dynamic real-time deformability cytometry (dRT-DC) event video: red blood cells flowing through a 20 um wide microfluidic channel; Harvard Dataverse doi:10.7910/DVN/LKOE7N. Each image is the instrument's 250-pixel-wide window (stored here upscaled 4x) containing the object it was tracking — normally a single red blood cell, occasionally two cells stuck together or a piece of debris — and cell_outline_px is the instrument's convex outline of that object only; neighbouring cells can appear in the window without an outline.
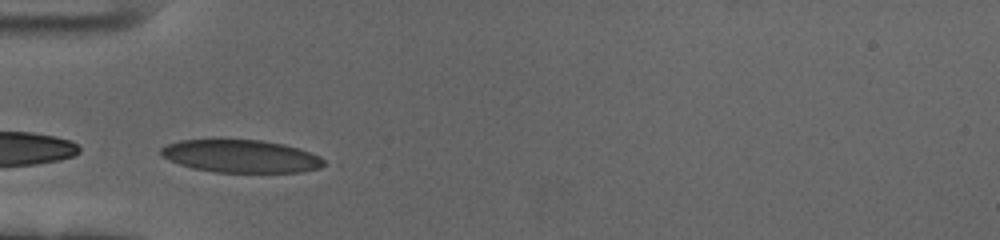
{"species": "human", "species_latin": "Homo sapiens", "temperature_condition": "cold", "stored_images_in_passage": 32, "camera_frame_rate_fps": 3000, "um_per_image_px": 0.085, "donor": {"sex": "female"}, "frame": {"image": 1, "passage_image": 1, "time_ms": 0.0, "image_size_px": [1000, 240], "cell_outline_px": [[324, 164], [320, 168], [300, 172], [216, 172], [192, 168], [180, 164], [160, 156], [160, 148], [168, 144], [180, 140], [260, 140], [284, 144], [320, 156], [324, 160]], "centroid_in_image_um": [20.45, 13.28], "position_along_channel_um": 64.5, "area_um2": 30.87}}
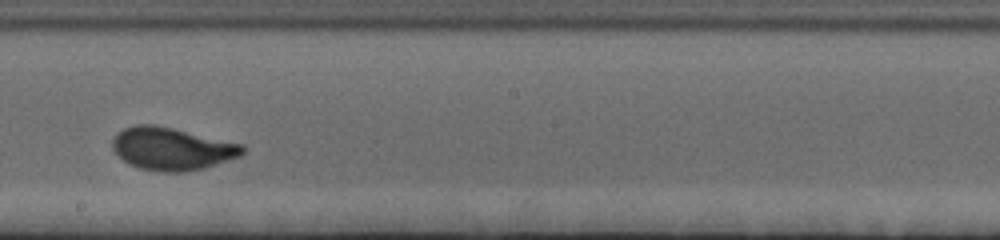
{"frame": {"image": 2, "passage_image": 16, "time_ms": 5.0, "image_size_px": [1000, 240], "cell_outline_px": [[244, 152], [240, 156], [204, 168], [184, 172], [160, 172], [136, 168], [128, 164], [112, 148], [112, 140], [124, 128], [136, 124], [156, 124], [244, 144]], "centroid_in_image_um": [14.61, 12.64], "position_along_channel_um": 233.6, "area_um2": 32.43}}
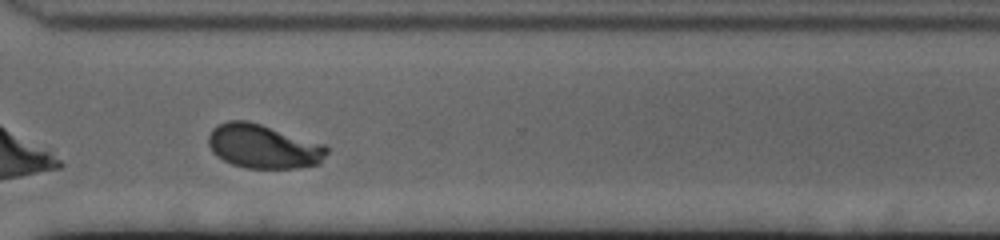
{"frame": {"image": 3, "passage_image": 26, "time_ms": 8.333, "image_size_px": [1000, 240], "cell_outline_px": [[328, 152], [320, 164], [300, 168], [244, 168], [232, 164], [216, 156], [212, 152], [208, 144], [208, 136], [212, 128], [228, 120], [248, 120], [324, 144], [328, 148]], "centroid_in_image_um": [22.38, 12.45], "position_along_channel_um": 348.2, "area_um2": 30.52}, "authors_computed_cell_mechanics": {"area_um2": 30.7207, "velocity_mm_per_s": 3.4299, "shape_relaxation_time_tau1_ms": 4.3038, "shape_relaxation_time_tau2_ms": null, "deformation_change_tau1": 0.1644, "deformation_change_tau2": null}}